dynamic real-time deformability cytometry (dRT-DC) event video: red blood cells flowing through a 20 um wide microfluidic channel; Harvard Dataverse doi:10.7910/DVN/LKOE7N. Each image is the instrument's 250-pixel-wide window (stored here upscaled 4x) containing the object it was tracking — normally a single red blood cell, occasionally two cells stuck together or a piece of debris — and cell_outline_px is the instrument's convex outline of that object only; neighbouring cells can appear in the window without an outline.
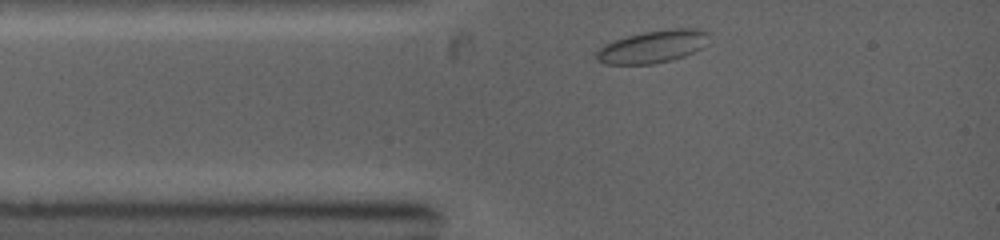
{"species": "common noctule bat (a hibernating species)", "species_latin": "Nyctalus noctula", "temperature_condition": "warm", "stored_images_in_passage": 16, "camera_frame_rate_fps": 5000, "um_per_image_px": 0.085, "animal": {"sex": "female", "body_mass_g": 19.0, "forearm_length_mm": 53.3}, "frame": {"image": 1, "passage_image": 1, "time_ms": 0.0, "image_size_px": [1000, 240], "cell_outline_px": [[708, 44], [684, 56], [672, 60], [652, 64], [604, 64], [596, 60], [596, 52], [604, 44], [628, 36], [644, 32], [668, 28], [700, 28], [708, 32]], "centroid_in_image_um": [55.5, 3.96], "position_along_channel_um": 29.5, "area_um2": 21.39}}
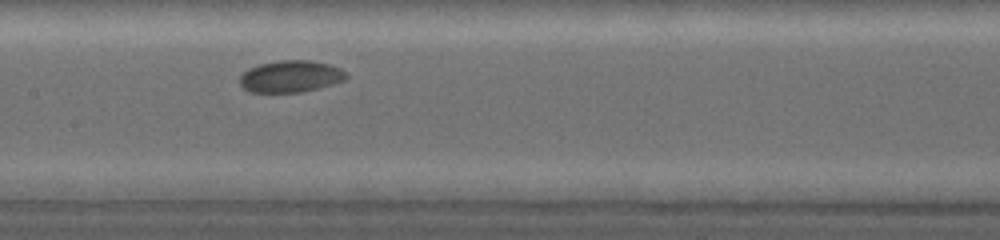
{"frame": {"image": 2, "passage_image": 7, "time_ms": 3.8, "image_size_px": [1000, 240], "cell_outline_px": [[348, 76], [344, 80], [332, 84], [300, 92], [252, 92], [244, 88], [240, 84], [240, 76], [248, 68], [260, 64], [280, 60], [312, 60], [328, 64], [340, 68]], "centroid_in_image_um": [24.69, 6.48], "position_along_channel_um": 182.7, "area_um2": 19.54}}
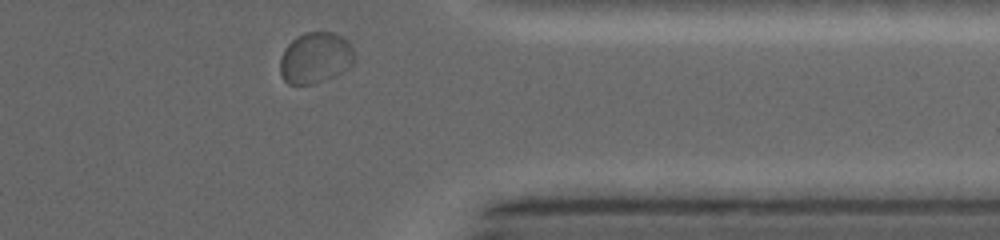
{"frame": {"image": 3, "passage_image": 16, "time_ms": 8.6, "image_size_px": [1000, 240], "cell_outline_px": [[352, 64], [344, 72], [336, 76], [316, 84], [288, 84], [284, 80], [280, 72], [280, 56], [288, 44], [296, 36], [304, 32], [332, 32], [348, 40], [352, 48]], "centroid_in_image_um": [26.79, 4.93], "position_along_channel_um": 384.6, "area_um2": 22.25}}